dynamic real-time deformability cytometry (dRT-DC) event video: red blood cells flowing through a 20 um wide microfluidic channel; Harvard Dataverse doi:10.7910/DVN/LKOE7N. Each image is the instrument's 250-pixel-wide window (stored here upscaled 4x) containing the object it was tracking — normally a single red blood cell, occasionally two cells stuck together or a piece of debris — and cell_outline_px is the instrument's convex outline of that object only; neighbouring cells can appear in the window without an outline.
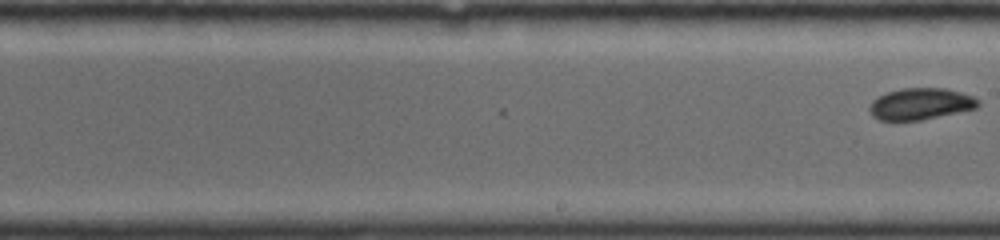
{"species": "common noctule bat (a hibernating species)", "species_latin": "Nyctalus noctula", "temperature_condition": "room temperature", "stored_images_in_passage": 11, "camera_frame_rate_fps": 4000, "um_per_image_px": 0.085, "animal": {"sex": "female", "body_mass_g": 19.0, "forearm_length_mm": 56.7}, "frame": {"image": 1, "passage_image": 11, "time_ms": 3.25, "image_size_px": [1000, 240], "cell_outline_px": [[980, 104], [976, 108], [920, 120], [880, 120], [872, 116], [868, 108], [872, 100], [888, 92], [904, 88], [944, 88], [960, 92], [972, 96], [980, 100]], "centroid_in_image_um": [78.24, 8.83], "position_along_channel_um": 210.8, "area_um2": 19.77}}